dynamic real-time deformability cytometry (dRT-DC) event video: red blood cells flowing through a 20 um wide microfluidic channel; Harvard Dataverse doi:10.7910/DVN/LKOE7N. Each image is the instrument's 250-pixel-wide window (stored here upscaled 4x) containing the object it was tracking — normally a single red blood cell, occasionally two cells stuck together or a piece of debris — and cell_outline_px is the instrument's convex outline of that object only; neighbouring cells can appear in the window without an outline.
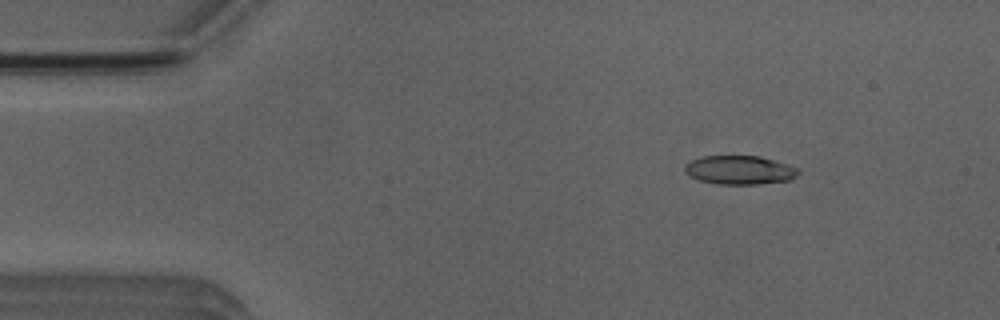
{"species": "Egyptian fruit bat (a non-hibernating species)", "species_latin": "Rousettus aegyptiacus", "temperature_condition": "room temperature", "stored_images_in_passage": 4, "camera_frame_rate_fps": 3000, "um_per_image_px": 0.085, "animal": {"sex": "male"}, "frame": {"image": 1, "passage_image": 2, "time_ms": 1.0, "image_size_px": [1000, 320], "cell_outline_px": [[800, 172], [796, 176], [788, 180], [756, 184], [720, 184], [700, 180], [684, 172], [684, 164], [700, 156], [760, 156], [788, 164], [800, 168]], "centroid_in_image_um": [62.88, 14.44], "position_along_channel_um": 22.1, "area_um2": 19.02}}